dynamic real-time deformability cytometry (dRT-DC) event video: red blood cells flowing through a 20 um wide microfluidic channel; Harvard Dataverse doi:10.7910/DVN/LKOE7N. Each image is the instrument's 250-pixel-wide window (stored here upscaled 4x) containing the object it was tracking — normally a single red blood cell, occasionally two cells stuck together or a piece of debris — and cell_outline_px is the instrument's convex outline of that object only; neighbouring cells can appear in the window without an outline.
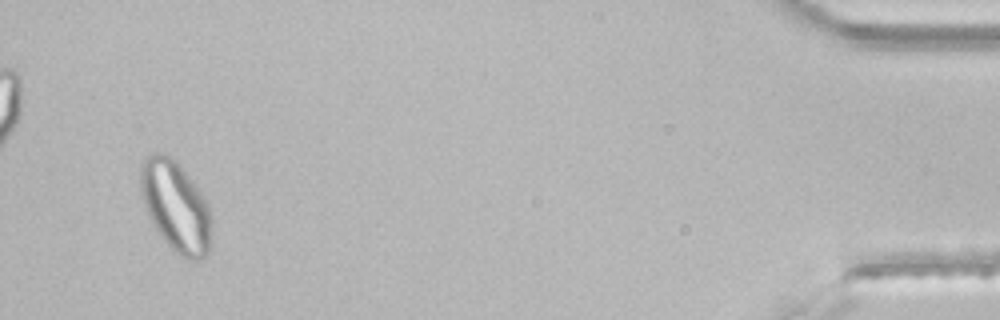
{"species": "common noctule bat (a hibernating species)", "species_latin": "Nyctalus noctula", "temperature_condition": "room temperature", "stored_images_in_passage": 43, "segment_of_instrument_passage": [2, 2], "camera_frame_rate_fps": 3000, "um_per_image_px": 0.085, "animal": {"sex": "male", "body_mass_g": 21.5, "forearm_length_mm": 52.0}, "frame": {"image": 1, "passage_image": 41, "time_ms": 13.333, "image_size_px": [1000, 320], "cell_outline_px": [[212, 232], [208, 252], [200, 260], [184, 260], [160, 236], [152, 224], [148, 216], [144, 204], [140, 184], [140, 168], [144, 156], [152, 152], [156, 152], [168, 156], [176, 160], [204, 196], [208, 204], [212, 216]], "centroid_in_image_um": [14.94, 17.55], "position_along_channel_um": 420.3, "area_um2": 37.86}}